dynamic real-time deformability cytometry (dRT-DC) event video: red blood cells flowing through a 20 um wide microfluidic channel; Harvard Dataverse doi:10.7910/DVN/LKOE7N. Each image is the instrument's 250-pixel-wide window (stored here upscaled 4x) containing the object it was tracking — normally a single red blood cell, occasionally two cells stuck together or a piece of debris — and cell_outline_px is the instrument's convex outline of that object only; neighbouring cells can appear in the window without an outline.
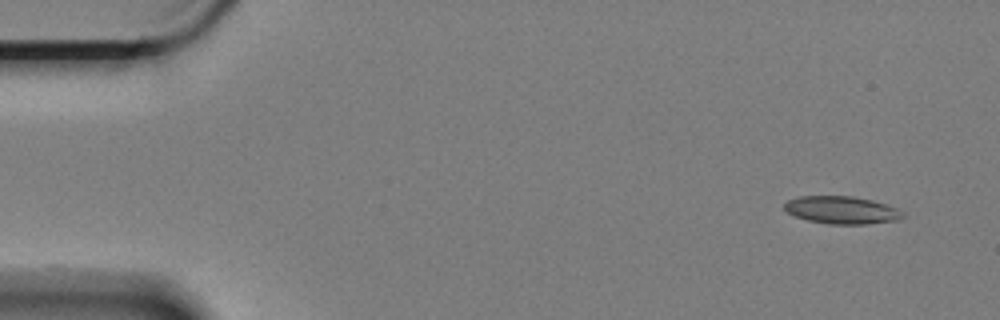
{"species": "Egyptian fruit bat (a non-hibernating species)", "species_latin": "Rousettus aegyptiacus", "temperature_condition": "cold", "stored_images_in_passage": 6, "camera_frame_rate_fps": 3000, "um_per_image_px": 0.085, "animal": {"sex": "female"}, "frame": {"image": 1, "passage_image": 1, "time_ms": 0.0, "image_size_px": [1000, 320], "cell_outline_px": [[904, 216], [896, 220], [864, 224], [828, 224], [808, 220], [792, 216], [784, 208], [784, 204], [788, 200], [796, 196], [852, 196], [872, 200], [896, 208]], "centroid_in_image_um": [71.47, 17.85], "position_along_channel_um": 13.5, "area_um2": 18.9}}
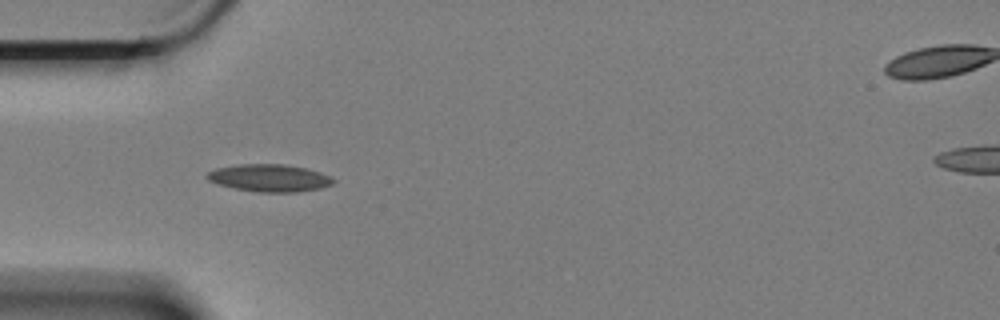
{"frame": {"image": 2, "passage_image": 5, "time_ms": 1.333, "image_size_px": [1000, 320], "cell_outline_px": [[336, 180], [332, 184], [320, 188], [296, 192], [256, 192], [236, 188], [220, 184], [208, 180], [204, 176], [208, 172], [216, 168], [240, 164], [284, 164], [304, 168], [320, 172], [332, 176]], "centroid_in_image_um": [22.92, 15.12], "position_along_channel_um": 62.1, "area_um2": 20.06}}
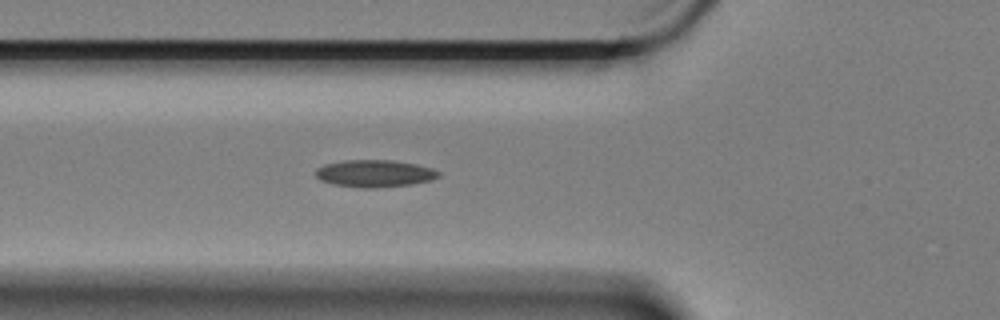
{"frame": {"image": 3, "passage_image": 6, "time_ms": 1.667, "image_size_px": [1000, 320], "cell_outline_px": [[440, 176], [432, 180], [412, 184], [376, 188], [364, 188], [332, 184], [320, 180], [316, 176], [316, 168], [324, 164], [344, 160], [392, 160], [416, 164], [432, 168], [440, 172]], "centroid_in_image_um": [31.84, 14.74], "position_along_channel_um": 94.0, "area_um2": 19.59}}